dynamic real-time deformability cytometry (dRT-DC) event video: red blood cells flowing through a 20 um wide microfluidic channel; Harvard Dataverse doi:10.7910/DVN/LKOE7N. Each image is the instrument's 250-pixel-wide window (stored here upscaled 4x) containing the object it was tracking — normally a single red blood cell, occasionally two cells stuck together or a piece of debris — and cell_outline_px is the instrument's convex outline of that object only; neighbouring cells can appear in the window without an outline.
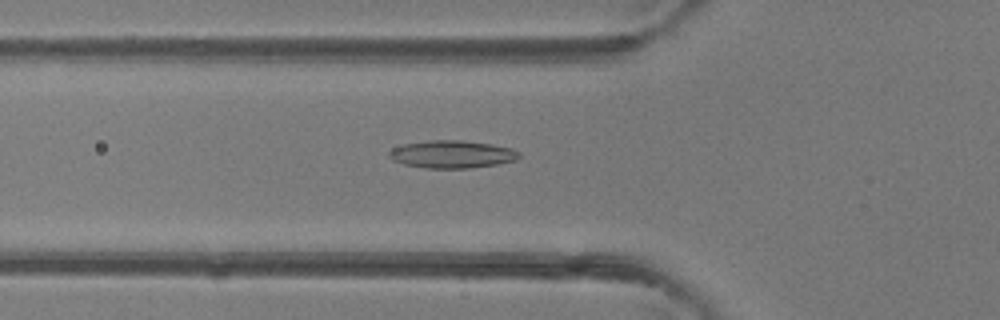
{"species": "common noctule bat (a hibernating species)", "species_latin": "Nyctalus noctula", "temperature_condition": "room temperature", "stored_images_in_passage": 38, "camera_frame_rate_fps": 3000, "um_per_image_px": 0.085, "animal": {"sex": "female"}, "frame": {"image": 1, "passage_image": 8, "time_ms": 2.333, "image_size_px": [1000, 320], "cell_outline_px": [[520, 156], [516, 160], [496, 164], [468, 168], [424, 168], [404, 164], [392, 160], [388, 156], [388, 152], [392, 148], [404, 144], [432, 140], [464, 140], [492, 144], [512, 148], [520, 152]], "centroid_in_image_um": [38.42, 13.11], "position_along_channel_um": 87.4, "area_um2": 20.98}}
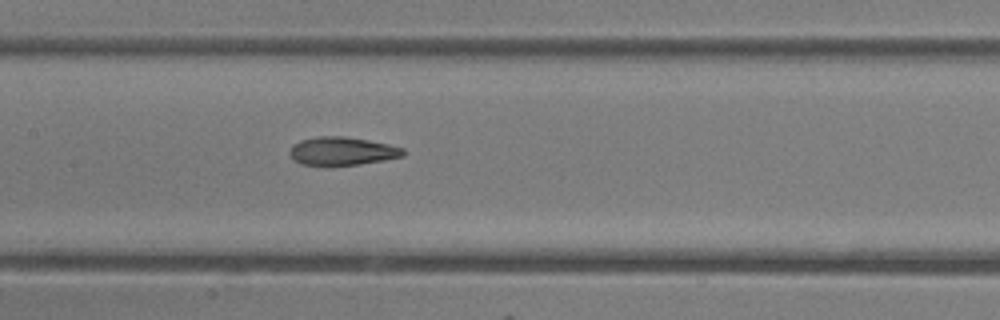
{"frame": {"image": 2, "passage_image": 14, "time_ms": 4.333, "image_size_px": [1000, 320], "cell_outline_px": [[404, 156], [384, 160], [356, 164], [304, 164], [296, 160], [288, 152], [292, 144], [300, 140], [316, 136], [344, 136], [368, 140], [388, 144], [404, 148]], "centroid_in_image_um": [29.09, 12.81], "position_along_channel_um": 178.3, "area_um2": 18.32}}
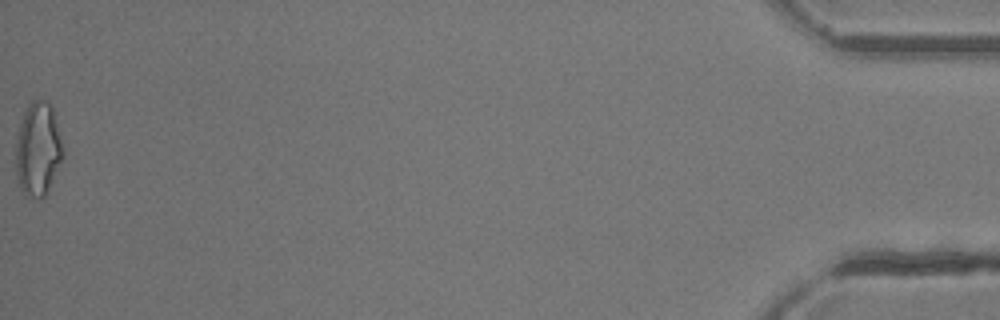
{"frame": {"image": 3, "passage_image": 38, "time_ms": 12.333, "image_size_px": [1000, 320], "cell_outline_px": [[64, 156], [48, 192], [40, 200], [24, 196], [20, 188], [16, 176], [16, 140], [20, 124], [24, 112], [28, 104], [32, 100], [44, 100], [52, 108], [64, 148]], "centroid_in_image_um": [3.23, 12.75], "position_along_channel_um": 432.0, "area_um2": 26.07}, "authors_computed_cell_mechanics": {"area_um2": 19.8543, "velocity_mm_per_s": 4.4928, "shape_relaxation_time_tau1_ms": 5.702, "shape_relaxation_time_tau2_ms": 2.0627, "deformation_change_tau1": 0.1726, "deformation_change_tau2": 0.0989}}